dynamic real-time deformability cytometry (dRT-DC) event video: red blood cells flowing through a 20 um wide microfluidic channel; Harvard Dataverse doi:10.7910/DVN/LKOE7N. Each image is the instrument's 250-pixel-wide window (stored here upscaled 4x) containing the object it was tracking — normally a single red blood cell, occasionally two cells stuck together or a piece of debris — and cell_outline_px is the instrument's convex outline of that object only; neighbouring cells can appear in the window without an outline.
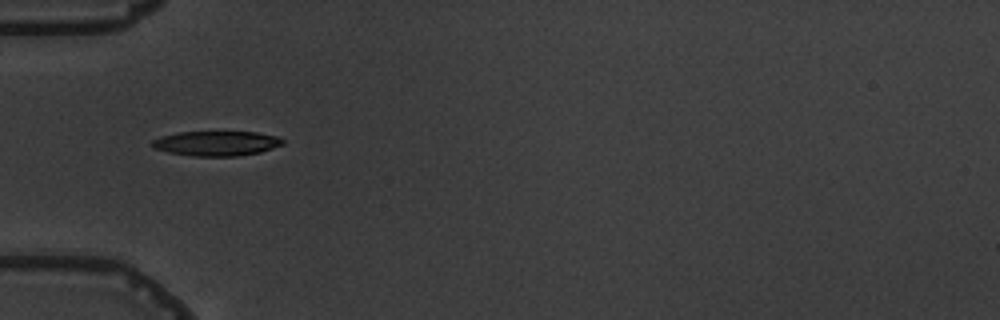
{"species": "common noctule bat (a hibernating species)", "species_latin": "Nyctalus noctula", "temperature_condition": "warm", "stored_images_in_passage": 10, "camera_frame_rate_fps": 3000, "um_per_image_px": 0.085, "animal": {"sex": "male", "body_mass_g": 19.5, "forearm_length_mm": 54.6}, "frame": {"image": 1, "passage_image": 4, "time_ms": 4.333, "image_size_px": [1000, 320], "cell_outline_px": [[284, 144], [260, 152], [236, 156], [192, 156], [168, 152], [152, 148], [148, 144], [152, 140], [160, 136], [180, 132], [256, 132], [276, 136], [284, 140]], "centroid_in_image_um": [18.34, 12.19], "position_along_channel_um": 66.7, "area_um2": 18.96}}
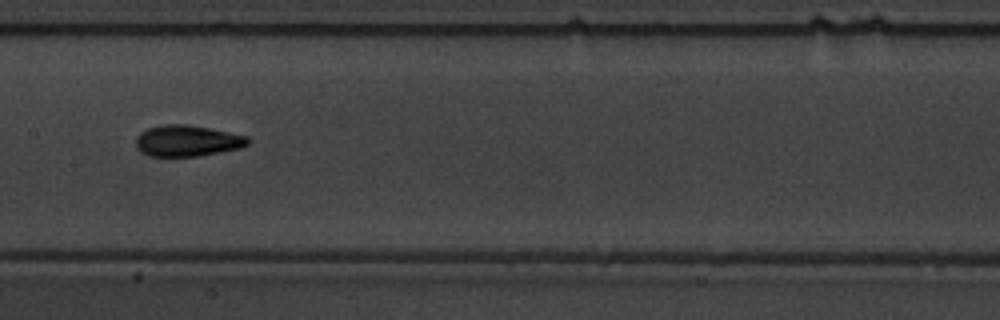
{"frame": {"image": 2, "passage_image": 7, "time_ms": 7.667, "image_size_px": [1000, 320], "cell_outline_px": [[252, 140], [248, 144], [240, 148], [220, 152], [196, 156], [148, 156], [140, 152], [136, 148], [136, 136], [140, 132], [148, 128], [160, 124], [188, 124], [248, 136]], "centroid_in_image_um": [15.89, 11.96], "position_along_channel_um": 191.5, "area_um2": 20.52}}
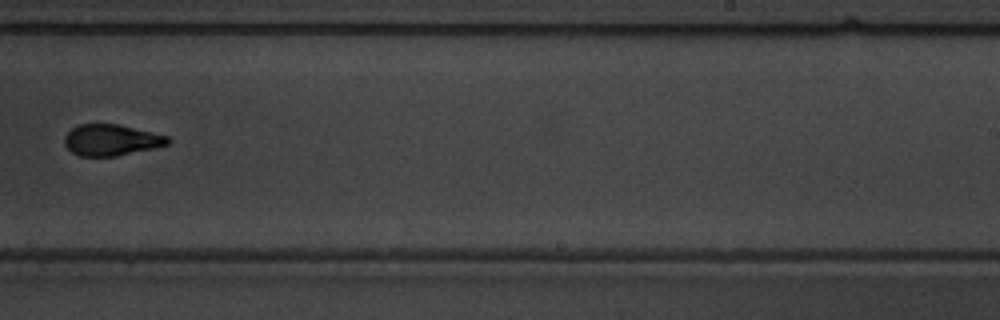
{"frame": {"image": 3, "passage_image": 9, "time_ms": 10.0, "image_size_px": [1000, 320], "cell_outline_px": [[172, 140], [168, 144], [152, 148], [116, 156], [80, 156], [72, 152], [64, 144], [64, 136], [76, 124], [120, 124], [168, 136]], "centroid_in_image_um": [9.44, 11.89], "position_along_channel_um": 279.6, "area_um2": 18.79}}